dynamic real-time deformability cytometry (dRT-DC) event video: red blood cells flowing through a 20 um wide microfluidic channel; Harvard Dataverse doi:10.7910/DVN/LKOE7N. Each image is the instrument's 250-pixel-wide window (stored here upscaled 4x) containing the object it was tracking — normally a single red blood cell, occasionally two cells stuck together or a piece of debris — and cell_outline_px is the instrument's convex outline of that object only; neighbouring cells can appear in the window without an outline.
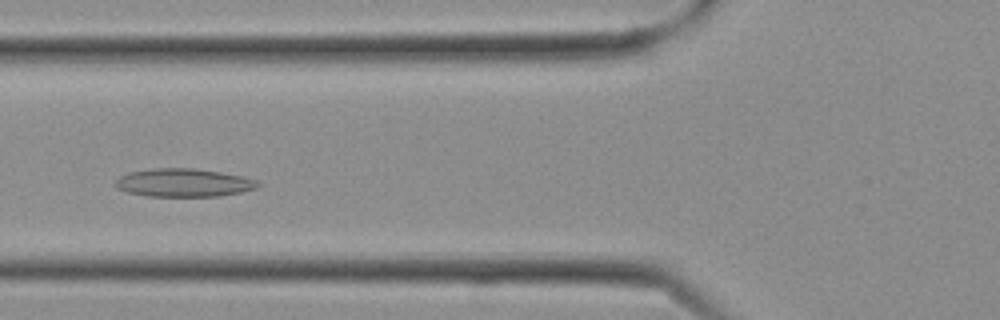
{"species": "Egyptian fruit bat (a non-hibernating species)", "species_latin": "Rousettus aegyptiacus", "temperature_condition": "cold", "stored_images_in_passage": 8, "camera_frame_rate_fps": 3000, "um_per_image_px": 0.085, "frame": {"image": 1, "passage_image": 5, "time_ms": 1.333, "image_size_px": [1000, 320], "cell_outline_px": [[260, 184], [256, 188], [240, 192], [220, 196], [148, 196], [128, 192], [116, 188], [116, 180], [120, 176], [128, 172], [152, 168], [192, 168], [220, 172], [240, 176], [256, 180]], "centroid_in_image_um": [15.58, 15.53], "position_along_channel_um": 110.2, "area_um2": 23.24}}
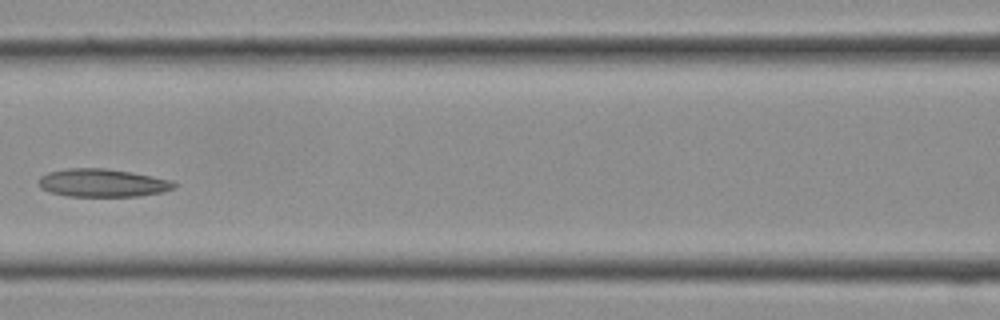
{"frame": {"image": 2, "passage_image": 7, "time_ms": 2.0, "image_size_px": [1000, 320], "cell_outline_px": [[176, 188], [164, 192], [140, 196], [68, 196], [48, 192], [40, 188], [40, 176], [48, 172], [68, 168], [104, 168], [132, 172], [172, 180], [176, 184]], "centroid_in_image_um": [8.74, 15.55], "position_along_channel_um": 157.9, "area_um2": 22.25}}